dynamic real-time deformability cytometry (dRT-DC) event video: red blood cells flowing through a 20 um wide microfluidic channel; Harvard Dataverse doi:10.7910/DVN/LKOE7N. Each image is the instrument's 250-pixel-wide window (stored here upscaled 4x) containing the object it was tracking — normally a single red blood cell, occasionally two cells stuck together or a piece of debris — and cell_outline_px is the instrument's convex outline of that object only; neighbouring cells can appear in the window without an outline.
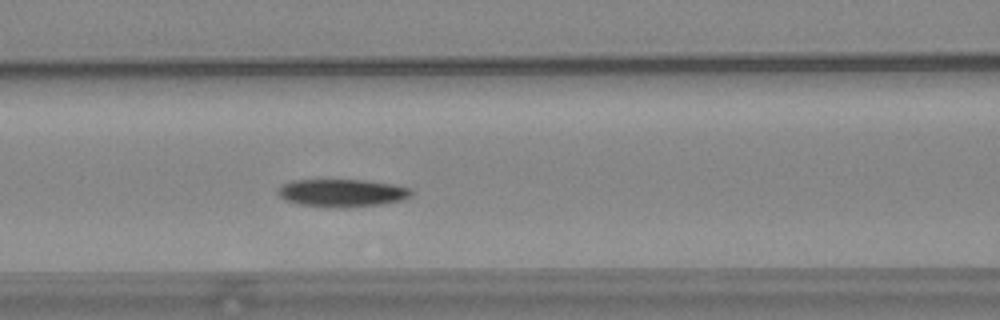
{"species": "common noctule bat (a hibernating species)", "species_latin": "Nyctalus noctula", "temperature_condition": "warm", "stored_images_in_passage": 38, "camera_frame_rate_fps": 3000, "um_per_image_px": 0.085, "animal": {"sex": "female", "body_mass_g": 24.6, "forearm_length_mm": 56.2}, "frame": {"image": 1, "passage_image": 6, "time_ms": 1.667, "image_size_px": [1000, 320], "cell_outline_px": [[412, 192], [404, 200], [380, 204], [340, 208], [336, 208], [296, 204], [284, 200], [276, 192], [280, 184], [292, 180], [364, 180], [392, 184], [412, 188]], "centroid_in_image_um": [29.02, 16.4], "position_along_channel_um": 137.6, "area_um2": 21.73}}
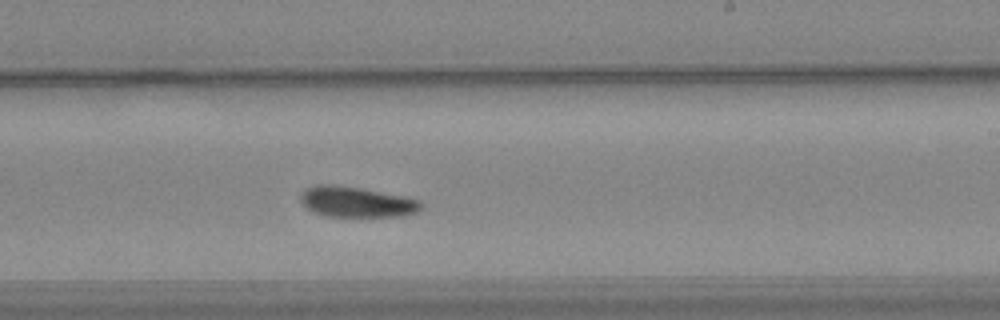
{"frame": {"image": 2, "passage_image": 16, "time_ms": 5.0, "image_size_px": [1000, 320], "cell_outline_px": [[420, 208], [416, 212], [404, 216], [324, 216], [312, 212], [300, 200], [300, 196], [308, 188], [316, 184], [332, 184], [360, 188], [404, 196], [420, 200]], "centroid_in_image_um": [30.29, 17.16], "position_along_channel_um": 258.7, "area_um2": 21.21}}
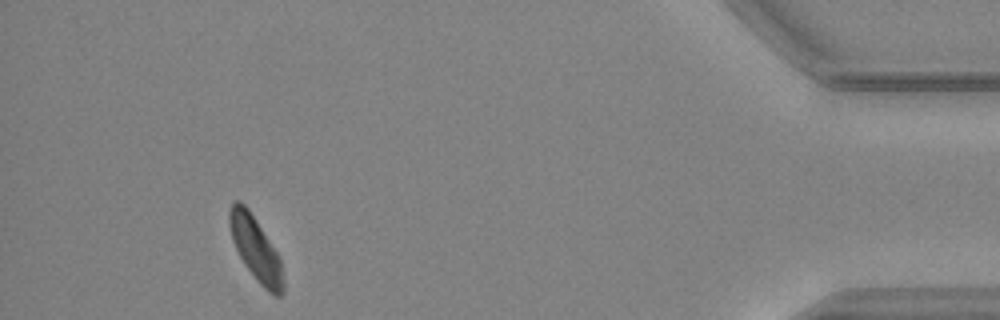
{"frame": {"image": 3, "passage_image": 34, "time_ms": 11.0, "image_size_px": [1000, 320], "cell_outline_px": [[284, 292], [280, 296], [276, 296], [268, 292], [256, 280], [244, 264], [232, 240], [228, 224], [228, 212], [232, 204], [236, 200], [240, 200], [248, 208], [256, 220], [276, 252], [280, 260], [284, 280]], "centroid_in_image_um": [21.72, 21.16], "position_along_channel_um": 413.5, "area_um2": 19.88}}